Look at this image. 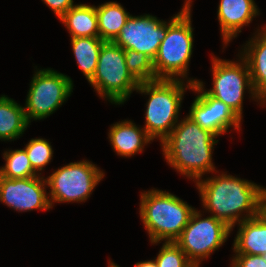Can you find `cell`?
Listing matches in <instances>:
<instances>
[{"mask_svg": "<svg viewBox=\"0 0 266 267\" xmlns=\"http://www.w3.org/2000/svg\"><path fill=\"white\" fill-rule=\"evenodd\" d=\"M218 172L195 183L205 212L233 229L236 224L263 211V186L227 172L216 175Z\"/></svg>", "mask_w": 266, "mask_h": 267, "instance_id": "1", "label": "cell"}, {"mask_svg": "<svg viewBox=\"0 0 266 267\" xmlns=\"http://www.w3.org/2000/svg\"><path fill=\"white\" fill-rule=\"evenodd\" d=\"M216 138L219 137L186 115L160 145L167 164L196 182L217 171L212 162L214 146L219 142Z\"/></svg>", "mask_w": 266, "mask_h": 267, "instance_id": "2", "label": "cell"}, {"mask_svg": "<svg viewBox=\"0 0 266 267\" xmlns=\"http://www.w3.org/2000/svg\"><path fill=\"white\" fill-rule=\"evenodd\" d=\"M195 210L167 191L153 188L140 195V218L153 245L161 241L175 242Z\"/></svg>", "mask_w": 266, "mask_h": 267, "instance_id": "3", "label": "cell"}, {"mask_svg": "<svg viewBox=\"0 0 266 267\" xmlns=\"http://www.w3.org/2000/svg\"><path fill=\"white\" fill-rule=\"evenodd\" d=\"M186 83H185V82ZM193 84L180 79H157L141 82L136 90L139 94L149 95L146 102L145 125L147 134L160 143L177 125L186 89Z\"/></svg>", "mask_w": 266, "mask_h": 267, "instance_id": "4", "label": "cell"}, {"mask_svg": "<svg viewBox=\"0 0 266 267\" xmlns=\"http://www.w3.org/2000/svg\"><path fill=\"white\" fill-rule=\"evenodd\" d=\"M191 12L181 11L166 21V36L160 43L153 69L157 79L187 80L192 84L198 79L189 78V62L193 53V27ZM188 77V78H187Z\"/></svg>", "mask_w": 266, "mask_h": 267, "instance_id": "5", "label": "cell"}, {"mask_svg": "<svg viewBox=\"0 0 266 267\" xmlns=\"http://www.w3.org/2000/svg\"><path fill=\"white\" fill-rule=\"evenodd\" d=\"M88 82L100 98L115 105L124 104L139 86L127 69L124 49L112 41L102 45L95 74Z\"/></svg>", "mask_w": 266, "mask_h": 267, "instance_id": "6", "label": "cell"}, {"mask_svg": "<svg viewBox=\"0 0 266 267\" xmlns=\"http://www.w3.org/2000/svg\"><path fill=\"white\" fill-rule=\"evenodd\" d=\"M211 70L213 87L205 91L225 103L241 120L243 118V99L248 91L250 98L260 106L266 103L255 92L248 65L238 54V60H225L212 54ZM246 90V91H245Z\"/></svg>", "mask_w": 266, "mask_h": 267, "instance_id": "7", "label": "cell"}, {"mask_svg": "<svg viewBox=\"0 0 266 267\" xmlns=\"http://www.w3.org/2000/svg\"><path fill=\"white\" fill-rule=\"evenodd\" d=\"M104 176L103 170L89 160L70 162L54 170L45 177L51 207L55 203L85 202Z\"/></svg>", "mask_w": 266, "mask_h": 267, "instance_id": "8", "label": "cell"}, {"mask_svg": "<svg viewBox=\"0 0 266 267\" xmlns=\"http://www.w3.org/2000/svg\"><path fill=\"white\" fill-rule=\"evenodd\" d=\"M35 68L24 106L29 124L33 120H44L58 110L74 87L72 79L63 73L52 68Z\"/></svg>", "mask_w": 266, "mask_h": 267, "instance_id": "9", "label": "cell"}, {"mask_svg": "<svg viewBox=\"0 0 266 267\" xmlns=\"http://www.w3.org/2000/svg\"><path fill=\"white\" fill-rule=\"evenodd\" d=\"M197 209L191 215L189 223L175 243L184 251L188 259L200 267L206 260L227 241L233 231L214 216H206Z\"/></svg>", "mask_w": 266, "mask_h": 267, "instance_id": "10", "label": "cell"}, {"mask_svg": "<svg viewBox=\"0 0 266 267\" xmlns=\"http://www.w3.org/2000/svg\"><path fill=\"white\" fill-rule=\"evenodd\" d=\"M205 83L198 80L192 91L197 94L187 116L203 129L213 132L217 137L232 130H241V119L222 101L205 91Z\"/></svg>", "mask_w": 266, "mask_h": 267, "instance_id": "11", "label": "cell"}, {"mask_svg": "<svg viewBox=\"0 0 266 267\" xmlns=\"http://www.w3.org/2000/svg\"><path fill=\"white\" fill-rule=\"evenodd\" d=\"M165 36V20L150 14L131 15L112 42L123 49L145 53L153 61Z\"/></svg>", "mask_w": 266, "mask_h": 267, "instance_id": "12", "label": "cell"}, {"mask_svg": "<svg viewBox=\"0 0 266 267\" xmlns=\"http://www.w3.org/2000/svg\"><path fill=\"white\" fill-rule=\"evenodd\" d=\"M43 176L8 179L0 176V202L18 212L52 209Z\"/></svg>", "mask_w": 266, "mask_h": 267, "instance_id": "13", "label": "cell"}, {"mask_svg": "<svg viewBox=\"0 0 266 267\" xmlns=\"http://www.w3.org/2000/svg\"><path fill=\"white\" fill-rule=\"evenodd\" d=\"M260 15L254 0H220L217 18L222 36L223 49L248 26L253 18Z\"/></svg>", "mask_w": 266, "mask_h": 267, "instance_id": "14", "label": "cell"}, {"mask_svg": "<svg viewBox=\"0 0 266 267\" xmlns=\"http://www.w3.org/2000/svg\"><path fill=\"white\" fill-rule=\"evenodd\" d=\"M257 29L238 53L247 63L253 88L266 103V24Z\"/></svg>", "mask_w": 266, "mask_h": 267, "instance_id": "15", "label": "cell"}, {"mask_svg": "<svg viewBox=\"0 0 266 267\" xmlns=\"http://www.w3.org/2000/svg\"><path fill=\"white\" fill-rule=\"evenodd\" d=\"M108 138L112 149L121 157H132L142 153L144 146L153 142L143 127L131 120H123L110 126Z\"/></svg>", "mask_w": 266, "mask_h": 267, "instance_id": "16", "label": "cell"}, {"mask_svg": "<svg viewBox=\"0 0 266 267\" xmlns=\"http://www.w3.org/2000/svg\"><path fill=\"white\" fill-rule=\"evenodd\" d=\"M238 231L233 242L235 254L264 255L266 253V212L245 219L237 225Z\"/></svg>", "mask_w": 266, "mask_h": 267, "instance_id": "17", "label": "cell"}, {"mask_svg": "<svg viewBox=\"0 0 266 267\" xmlns=\"http://www.w3.org/2000/svg\"><path fill=\"white\" fill-rule=\"evenodd\" d=\"M70 37H99L95 5L75 4L60 19Z\"/></svg>", "mask_w": 266, "mask_h": 267, "instance_id": "18", "label": "cell"}, {"mask_svg": "<svg viewBox=\"0 0 266 267\" xmlns=\"http://www.w3.org/2000/svg\"><path fill=\"white\" fill-rule=\"evenodd\" d=\"M29 126L24 107L7 95H1L0 140L5 142L17 140Z\"/></svg>", "mask_w": 266, "mask_h": 267, "instance_id": "19", "label": "cell"}, {"mask_svg": "<svg viewBox=\"0 0 266 267\" xmlns=\"http://www.w3.org/2000/svg\"><path fill=\"white\" fill-rule=\"evenodd\" d=\"M99 37L104 41H113L131 16L116 1H108L96 6Z\"/></svg>", "mask_w": 266, "mask_h": 267, "instance_id": "20", "label": "cell"}, {"mask_svg": "<svg viewBox=\"0 0 266 267\" xmlns=\"http://www.w3.org/2000/svg\"><path fill=\"white\" fill-rule=\"evenodd\" d=\"M70 40L76 63L89 81L95 74L100 50L106 41L100 37H75Z\"/></svg>", "mask_w": 266, "mask_h": 267, "instance_id": "21", "label": "cell"}, {"mask_svg": "<svg viewBox=\"0 0 266 267\" xmlns=\"http://www.w3.org/2000/svg\"><path fill=\"white\" fill-rule=\"evenodd\" d=\"M5 164L0 167V176L8 179L29 178L39 176L30 164L24 149L4 151Z\"/></svg>", "mask_w": 266, "mask_h": 267, "instance_id": "22", "label": "cell"}, {"mask_svg": "<svg viewBox=\"0 0 266 267\" xmlns=\"http://www.w3.org/2000/svg\"><path fill=\"white\" fill-rule=\"evenodd\" d=\"M124 53L127 69L139 83L157 80L148 55L132 49H124Z\"/></svg>", "mask_w": 266, "mask_h": 267, "instance_id": "23", "label": "cell"}, {"mask_svg": "<svg viewBox=\"0 0 266 267\" xmlns=\"http://www.w3.org/2000/svg\"><path fill=\"white\" fill-rule=\"evenodd\" d=\"M29 158L33 170L38 174L45 169L53 158V148L51 142L45 138H32L23 148Z\"/></svg>", "mask_w": 266, "mask_h": 267, "instance_id": "24", "label": "cell"}, {"mask_svg": "<svg viewBox=\"0 0 266 267\" xmlns=\"http://www.w3.org/2000/svg\"><path fill=\"white\" fill-rule=\"evenodd\" d=\"M155 257L157 267H196L175 242H164Z\"/></svg>", "mask_w": 266, "mask_h": 267, "instance_id": "25", "label": "cell"}, {"mask_svg": "<svg viewBox=\"0 0 266 267\" xmlns=\"http://www.w3.org/2000/svg\"><path fill=\"white\" fill-rule=\"evenodd\" d=\"M232 260L239 267H266V260L262 255L233 254Z\"/></svg>", "mask_w": 266, "mask_h": 267, "instance_id": "26", "label": "cell"}, {"mask_svg": "<svg viewBox=\"0 0 266 267\" xmlns=\"http://www.w3.org/2000/svg\"><path fill=\"white\" fill-rule=\"evenodd\" d=\"M60 19L75 4L73 0H42Z\"/></svg>", "mask_w": 266, "mask_h": 267, "instance_id": "27", "label": "cell"}, {"mask_svg": "<svg viewBox=\"0 0 266 267\" xmlns=\"http://www.w3.org/2000/svg\"><path fill=\"white\" fill-rule=\"evenodd\" d=\"M134 267H157L155 259L153 260H147V261H140L135 264Z\"/></svg>", "mask_w": 266, "mask_h": 267, "instance_id": "28", "label": "cell"}, {"mask_svg": "<svg viewBox=\"0 0 266 267\" xmlns=\"http://www.w3.org/2000/svg\"><path fill=\"white\" fill-rule=\"evenodd\" d=\"M185 2H184V4H183V6H182V9H181V11H186V12H192L191 10V6H192V0H184Z\"/></svg>", "mask_w": 266, "mask_h": 267, "instance_id": "29", "label": "cell"}, {"mask_svg": "<svg viewBox=\"0 0 266 267\" xmlns=\"http://www.w3.org/2000/svg\"><path fill=\"white\" fill-rule=\"evenodd\" d=\"M108 267H120L119 265H117L116 263L112 262L111 260L108 261Z\"/></svg>", "mask_w": 266, "mask_h": 267, "instance_id": "30", "label": "cell"}, {"mask_svg": "<svg viewBox=\"0 0 266 267\" xmlns=\"http://www.w3.org/2000/svg\"><path fill=\"white\" fill-rule=\"evenodd\" d=\"M263 210L266 212V188L264 191V208H263Z\"/></svg>", "mask_w": 266, "mask_h": 267, "instance_id": "31", "label": "cell"}, {"mask_svg": "<svg viewBox=\"0 0 266 267\" xmlns=\"http://www.w3.org/2000/svg\"><path fill=\"white\" fill-rule=\"evenodd\" d=\"M229 267H239V266L232 260Z\"/></svg>", "mask_w": 266, "mask_h": 267, "instance_id": "32", "label": "cell"}, {"mask_svg": "<svg viewBox=\"0 0 266 267\" xmlns=\"http://www.w3.org/2000/svg\"><path fill=\"white\" fill-rule=\"evenodd\" d=\"M263 256V258L266 260V253L264 254V255H262Z\"/></svg>", "mask_w": 266, "mask_h": 267, "instance_id": "33", "label": "cell"}]
</instances>
